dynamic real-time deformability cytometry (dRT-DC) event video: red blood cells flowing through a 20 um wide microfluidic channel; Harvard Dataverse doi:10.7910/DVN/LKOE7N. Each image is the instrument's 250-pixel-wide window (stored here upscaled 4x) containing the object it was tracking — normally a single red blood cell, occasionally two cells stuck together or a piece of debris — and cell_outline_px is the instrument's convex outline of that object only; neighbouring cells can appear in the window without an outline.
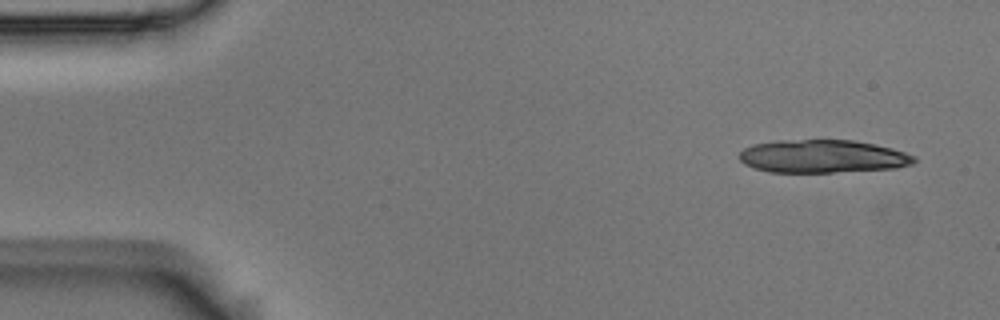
{"species": "Egyptian fruit bat (a non-hibernating species)", "species_latin": "Rousettus aegyptiacus", "temperature_condition": "room temperature", "stored_images_in_passage": 4, "camera_frame_rate_fps": 3000, "um_per_image_px": 0.085, "animal": {"sex": "male"}, "frame": {"image": 1, "passage_image": 1, "time_ms": 0.0, "image_size_px": [1000, 320], "cell_outline_px": [[916, 160], [912, 164], [896, 168], [832, 172], [768, 172], [744, 164], [740, 160], [740, 152], [744, 148], [752, 144], [776, 140], [852, 140], [876, 144], [892, 148], [916, 156]], "centroid_in_image_um": [69.92, 13.28], "position_along_channel_um": 15.1, "area_um2": 33.7}}